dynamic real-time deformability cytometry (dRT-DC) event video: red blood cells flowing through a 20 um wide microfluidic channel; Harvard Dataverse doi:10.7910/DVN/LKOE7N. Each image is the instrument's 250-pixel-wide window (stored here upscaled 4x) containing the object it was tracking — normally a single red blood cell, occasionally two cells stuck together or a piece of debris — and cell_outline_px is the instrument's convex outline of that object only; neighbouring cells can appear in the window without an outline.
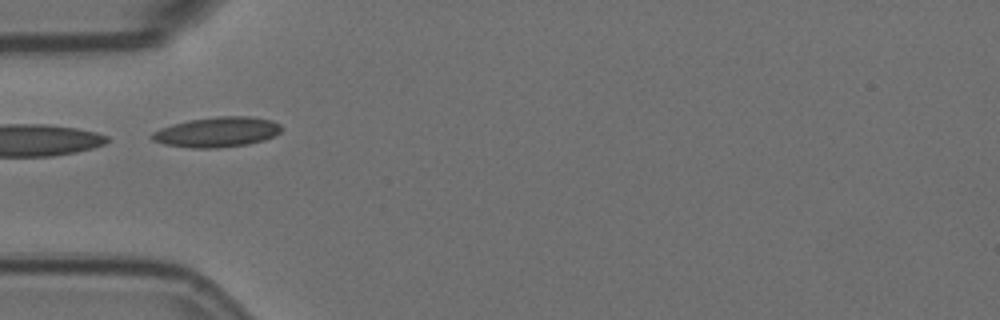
{"species": "Egyptian fruit bat (a non-hibernating species)", "species_latin": "Rousettus aegyptiacus", "temperature_condition": "room temperature", "stored_images_in_passage": 10, "camera_frame_rate_fps": 3000, "um_per_image_px": 0.085, "animal": {"sex": "female"}, "frame": {"image": 1, "passage_image": 5, "time_ms": 1.333, "image_size_px": [1000, 320], "cell_outline_px": [[280, 132], [264, 140], [248, 144], [216, 148], [192, 148], [164, 144], [152, 140], [148, 136], [152, 132], [160, 128], [172, 124], [188, 120], [216, 116], [248, 116], [272, 120], [280, 124]], "centroid_in_image_um": [18.4, 11.22], "position_along_channel_um": 66.6, "area_um2": 22.77}}
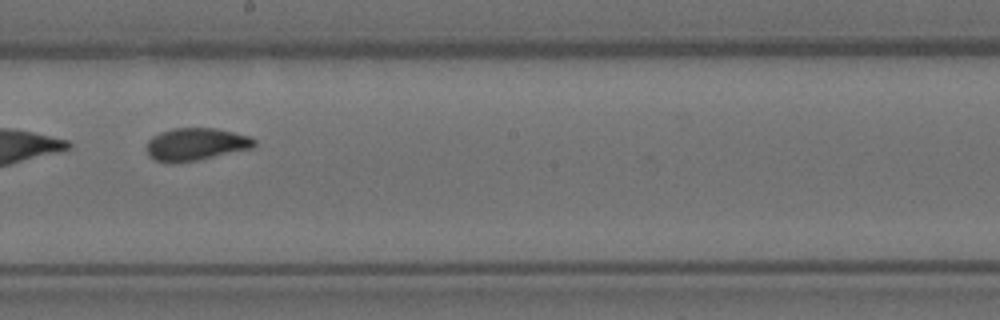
{"frame": {"image": 2, "passage_image": 9, "time_ms": 2.667, "image_size_px": [1000, 320], "cell_outline_px": [[256, 144], [252, 148], [196, 160], [172, 164], [156, 160], [148, 156], [148, 140], [152, 136], [160, 132], [172, 128], [216, 128], [248, 136], [256, 140]], "centroid_in_image_um": [16.62, 12.26], "position_along_channel_um": 231.6, "area_um2": 20.29}}
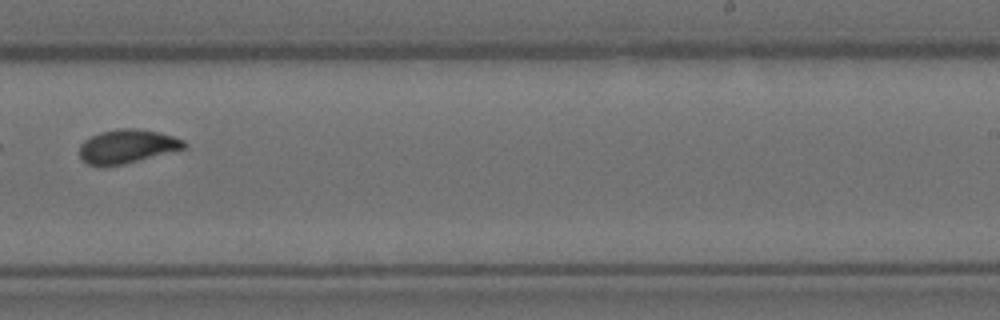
{"frame": {"image": 3, "passage_image": 10, "time_ms": 3.0, "image_size_px": [1000, 320], "cell_outline_px": [[188, 144], [184, 148], [140, 160], [124, 164], [88, 164], [80, 156], [80, 144], [84, 140], [100, 132], [120, 128], [136, 128], [160, 132], [184, 140]], "centroid_in_image_um": [10.83, 12.41], "position_along_channel_um": 278.2, "area_um2": 20.17}}